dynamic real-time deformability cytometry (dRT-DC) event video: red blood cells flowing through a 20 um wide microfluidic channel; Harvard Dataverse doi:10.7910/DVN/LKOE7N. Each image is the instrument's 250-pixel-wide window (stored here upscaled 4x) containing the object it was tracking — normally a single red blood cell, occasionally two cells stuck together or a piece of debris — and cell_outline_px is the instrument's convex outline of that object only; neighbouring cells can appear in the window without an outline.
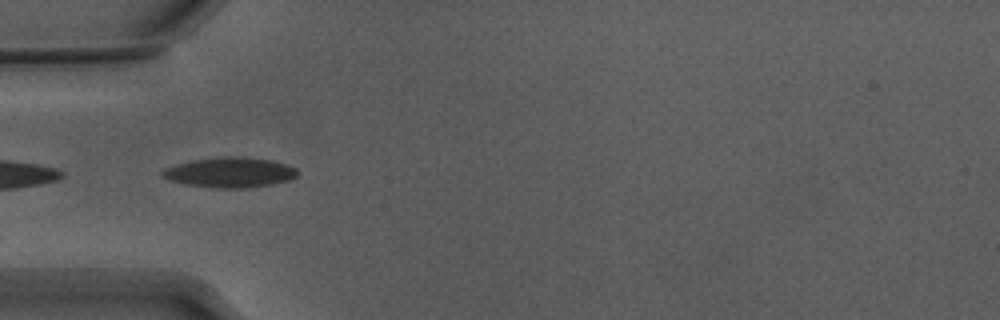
{"species": "Egyptian fruit bat (a non-hibernating species)", "species_latin": "Rousettus aegyptiacus", "temperature_condition": "warm", "stored_images_in_passage": 11, "camera_frame_rate_fps": 3000, "um_per_image_px": 0.085, "animal": {"sex": "male"}, "frame": {"image": 1, "passage_image": 1, "time_ms": 0.0, "image_size_px": [1000, 320], "cell_outline_px": [[296, 176], [288, 180], [272, 184], [244, 188], [216, 188], [184, 184], [160, 176], [160, 172], [164, 168], [192, 160], [220, 156], [240, 156], [268, 160], [284, 164], [296, 168]], "centroid_in_image_um": [19.49, 14.65], "position_along_channel_um": 65.5, "area_um2": 23.52}}
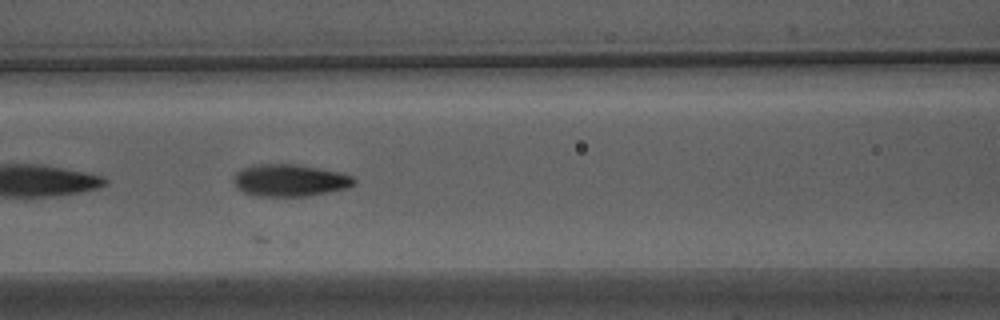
{"frame": {"image": 2, "passage_image": 7, "time_ms": 2.0, "image_size_px": [1000, 320], "cell_outline_px": [[356, 184], [348, 188], [308, 196], [256, 196], [244, 192], [236, 188], [232, 180], [236, 172], [252, 164], [296, 164], [320, 168], [340, 172], [352, 176], [356, 180]], "centroid_in_image_um": [24.63, 15.33], "position_along_channel_um": 142.0, "area_um2": 22.77}}